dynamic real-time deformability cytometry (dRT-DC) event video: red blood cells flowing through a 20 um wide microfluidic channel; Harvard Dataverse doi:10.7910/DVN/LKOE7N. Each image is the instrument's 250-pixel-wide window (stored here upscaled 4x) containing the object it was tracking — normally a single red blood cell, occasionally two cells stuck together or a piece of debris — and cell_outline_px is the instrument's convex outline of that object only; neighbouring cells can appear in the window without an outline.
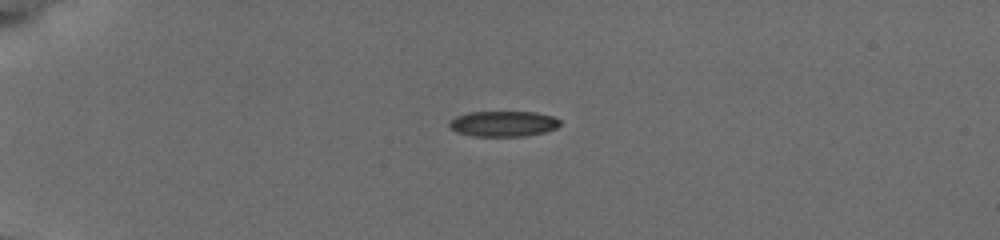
{"species": "common noctule bat (a hibernating species)", "species_latin": "Nyctalus noctula", "temperature_condition": "cold", "stored_images_in_passage": 90, "camera_frame_rate_fps": 3000, "um_per_image_px": 0.085, "animal": {"sex": "female", "body_mass_g": 19.5, "forearm_length_mm": 54.1}, "frame": {"image": 1, "passage_image": 19, "time_ms": 5.0, "image_size_px": [1000, 240], "cell_outline_px": [[560, 124], [556, 128], [544, 132], [524, 136], [472, 136], [460, 132], [452, 128], [448, 124], [456, 116], [468, 112], [536, 112], [552, 116], [560, 120]], "centroid_in_image_um": [42.81, 10.51], "position_along_channel_um": 42.2, "area_um2": 16.3}}
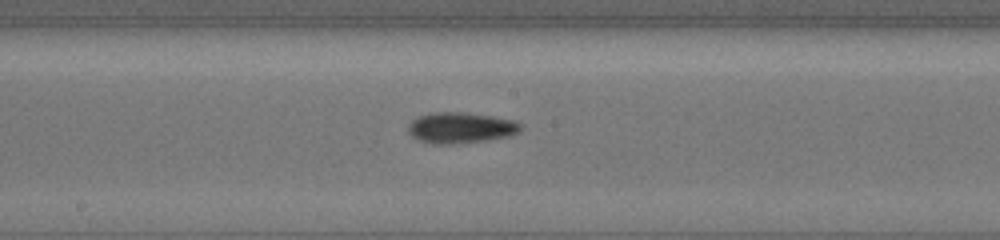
{"frame": {"image": 2, "passage_image": 46, "time_ms": 10.667, "image_size_px": [1000, 240], "cell_outline_px": [[520, 132], [508, 136], [484, 140], [452, 144], [432, 144], [420, 140], [412, 136], [408, 132], [408, 128], [412, 120], [420, 116], [436, 112], [460, 112], [492, 116], [512, 120], [520, 124]], "centroid_in_image_um": [39.14, 10.86], "position_along_channel_um": 209.1, "area_um2": 19.88}}
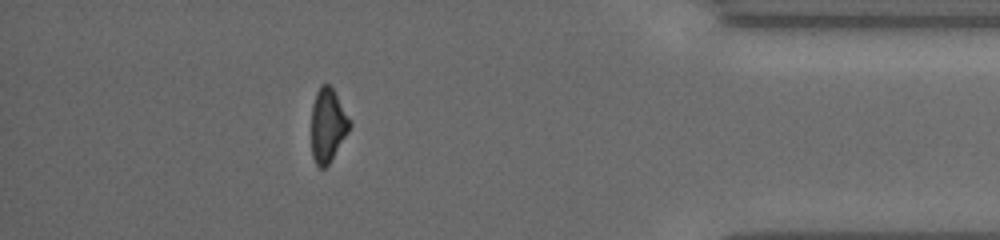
{"frame": {"image": 3, "passage_image": 78, "time_ms": 16.667, "image_size_px": [1000, 240], "cell_outline_px": [[352, 124], [348, 132], [328, 164], [324, 168], [320, 168], [316, 164], [312, 156], [312, 104], [316, 92], [320, 84], [328, 84], [332, 88]], "centroid_in_image_um": [27.84, 10.64], "position_along_channel_um": 407.4, "area_um2": 16.13}, "authors_computed_cell_mechanics": {"area_um2": 17.629, "velocity_mm_per_s": 3.8454, "shape_relaxation_time_tau1_ms": 2.7038, "shape_relaxation_time_tau2_ms": 4.0526, "deformation_change_tau1": 0.1195, "deformation_change_tau2": 0.1}}